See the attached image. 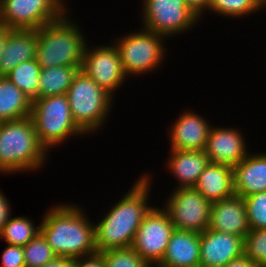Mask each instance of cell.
Returning a JSON list of instances; mask_svg holds the SVG:
<instances>
[{
  "label": "cell",
  "mask_w": 266,
  "mask_h": 267,
  "mask_svg": "<svg viewBox=\"0 0 266 267\" xmlns=\"http://www.w3.org/2000/svg\"><path fill=\"white\" fill-rule=\"evenodd\" d=\"M36 224L35 220L26 215H11L1 230L0 242L25 246L40 233L41 220Z\"/></svg>",
  "instance_id": "obj_25"
},
{
  "label": "cell",
  "mask_w": 266,
  "mask_h": 267,
  "mask_svg": "<svg viewBox=\"0 0 266 267\" xmlns=\"http://www.w3.org/2000/svg\"><path fill=\"white\" fill-rule=\"evenodd\" d=\"M86 210L80 202H57L39 218L40 233L57 256L78 258L97 252L94 220Z\"/></svg>",
  "instance_id": "obj_2"
},
{
  "label": "cell",
  "mask_w": 266,
  "mask_h": 267,
  "mask_svg": "<svg viewBox=\"0 0 266 267\" xmlns=\"http://www.w3.org/2000/svg\"><path fill=\"white\" fill-rule=\"evenodd\" d=\"M167 151L163 167L166 174L171 175L173 182H177L174 183L173 189L193 188L200 174L210 162L206 152L204 150H170L168 148Z\"/></svg>",
  "instance_id": "obj_16"
},
{
  "label": "cell",
  "mask_w": 266,
  "mask_h": 267,
  "mask_svg": "<svg viewBox=\"0 0 266 267\" xmlns=\"http://www.w3.org/2000/svg\"><path fill=\"white\" fill-rule=\"evenodd\" d=\"M208 228L245 238L250 229L244 198L234 194L213 202Z\"/></svg>",
  "instance_id": "obj_17"
},
{
  "label": "cell",
  "mask_w": 266,
  "mask_h": 267,
  "mask_svg": "<svg viewBox=\"0 0 266 267\" xmlns=\"http://www.w3.org/2000/svg\"><path fill=\"white\" fill-rule=\"evenodd\" d=\"M80 68L74 66L41 68L38 98L66 94Z\"/></svg>",
  "instance_id": "obj_23"
},
{
  "label": "cell",
  "mask_w": 266,
  "mask_h": 267,
  "mask_svg": "<svg viewBox=\"0 0 266 267\" xmlns=\"http://www.w3.org/2000/svg\"><path fill=\"white\" fill-rule=\"evenodd\" d=\"M37 30L9 29L0 58V76H5L22 62L36 58Z\"/></svg>",
  "instance_id": "obj_20"
},
{
  "label": "cell",
  "mask_w": 266,
  "mask_h": 267,
  "mask_svg": "<svg viewBox=\"0 0 266 267\" xmlns=\"http://www.w3.org/2000/svg\"><path fill=\"white\" fill-rule=\"evenodd\" d=\"M4 190L0 187V233L4 224L8 221L9 217L13 214L12 204L10 198L5 195Z\"/></svg>",
  "instance_id": "obj_32"
},
{
  "label": "cell",
  "mask_w": 266,
  "mask_h": 267,
  "mask_svg": "<svg viewBox=\"0 0 266 267\" xmlns=\"http://www.w3.org/2000/svg\"><path fill=\"white\" fill-rule=\"evenodd\" d=\"M8 34V28L0 24V58L2 56L4 46L6 43V35Z\"/></svg>",
  "instance_id": "obj_37"
},
{
  "label": "cell",
  "mask_w": 266,
  "mask_h": 267,
  "mask_svg": "<svg viewBox=\"0 0 266 267\" xmlns=\"http://www.w3.org/2000/svg\"><path fill=\"white\" fill-rule=\"evenodd\" d=\"M160 206L169 215L174 229L203 233L209 226L212 203L194 188L169 189Z\"/></svg>",
  "instance_id": "obj_10"
},
{
  "label": "cell",
  "mask_w": 266,
  "mask_h": 267,
  "mask_svg": "<svg viewBox=\"0 0 266 267\" xmlns=\"http://www.w3.org/2000/svg\"><path fill=\"white\" fill-rule=\"evenodd\" d=\"M77 258L76 257H59L56 256L54 259L45 263L41 267H76Z\"/></svg>",
  "instance_id": "obj_35"
},
{
  "label": "cell",
  "mask_w": 266,
  "mask_h": 267,
  "mask_svg": "<svg viewBox=\"0 0 266 267\" xmlns=\"http://www.w3.org/2000/svg\"><path fill=\"white\" fill-rule=\"evenodd\" d=\"M244 238L206 229L200 233V267H224L244 254Z\"/></svg>",
  "instance_id": "obj_15"
},
{
  "label": "cell",
  "mask_w": 266,
  "mask_h": 267,
  "mask_svg": "<svg viewBox=\"0 0 266 267\" xmlns=\"http://www.w3.org/2000/svg\"><path fill=\"white\" fill-rule=\"evenodd\" d=\"M50 155L38 139L31 116L0 122V176L41 173Z\"/></svg>",
  "instance_id": "obj_3"
},
{
  "label": "cell",
  "mask_w": 266,
  "mask_h": 267,
  "mask_svg": "<svg viewBox=\"0 0 266 267\" xmlns=\"http://www.w3.org/2000/svg\"><path fill=\"white\" fill-rule=\"evenodd\" d=\"M238 127V128H236ZM233 125H213L210 128L207 144L204 149L211 163L234 167L238 165L248 153L250 142L249 135L245 134L244 128ZM247 136V137H246ZM249 146V147H248Z\"/></svg>",
  "instance_id": "obj_13"
},
{
  "label": "cell",
  "mask_w": 266,
  "mask_h": 267,
  "mask_svg": "<svg viewBox=\"0 0 266 267\" xmlns=\"http://www.w3.org/2000/svg\"><path fill=\"white\" fill-rule=\"evenodd\" d=\"M193 188L211 203L229 198L235 194L233 168L209 162Z\"/></svg>",
  "instance_id": "obj_21"
},
{
  "label": "cell",
  "mask_w": 266,
  "mask_h": 267,
  "mask_svg": "<svg viewBox=\"0 0 266 267\" xmlns=\"http://www.w3.org/2000/svg\"><path fill=\"white\" fill-rule=\"evenodd\" d=\"M151 170L139 173L128 191L125 190L122 197L117 196L118 200L110 202L108 208L101 209L104 211L99 212L96 221L94 218L97 252L131 247L144 217L161 200L152 201L155 179L154 169Z\"/></svg>",
  "instance_id": "obj_1"
},
{
  "label": "cell",
  "mask_w": 266,
  "mask_h": 267,
  "mask_svg": "<svg viewBox=\"0 0 266 267\" xmlns=\"http://www.w3.org/2000/svg\"><path fill=\"white\" fill-rule=\"evenodd\" d=\"M264 6L262 0H212L208 11L200 18L202 21L205 20V15L208 17L214 14V16H220L222 19L228 20H241L248 17L256 16L263 12ZM210 12V13H209ZM203 18V19H202Z\"/></svg>",
  "instance_id": "obj_24"
},
{
  "label": "cell",
  "mask_w": 266,
  "mask_h": 267,
  "mask_svg": "<svg viewBox=\"0 0 266 267\" xmlns=\"http://www.w3.org/2000/svg\"><path fill=\"white\" fill-rule=\"evenodd\" d=\"M1 251L0 267H25L23 246L6 244Z\"/></svg>",
  "instance_id": "obj_31"
},
{
  "label": "cell",
  "mask_w": 266,
  "mask_h": 267,
  "mask_svg": "<svg viewBox=\"0 0 266 267\" xmlns=\"http://www.w3.org/2000/svg\"><path fill=\"white\" fill-rule=\"evenodd\" d=\"M243 248L245 256L259 267H266V229H250Z\"/></svg>",
  "instance_id": "obj_28"
},
{
  "label": "cell",
  "mask_w": 266,
  "mask_h": 267,
  "mask_svg": "<svg viewBox=\"0 0 266 267\" xmlns=\"http://www.w3.org/2000/svg\"><path fill=\"white\" fill-rule=\"evenodd\" d=\"M119 35L110 40L119 52L124 73L129 80L134 78L135 81L145 75L151 76L164 70L162 68L166 66L163 65H166L165 62L168 63L167 52L171 50L166 37L146 30L142 26L134 30L131 28L130 31L121 32Z\"/></svg>",
  "instance_id": "obj_5"
},
{
  "label": "cell",
  "mask_w": 266,
  "mask_h": 267,
  "mask_svg": "<svg viewBox=\"0 0 266 267\" xmlns=\"http://www.w3.org/2000/svg\"><path fill=\"white\" fill-rule=\"evenodd\" d=\"M76 267H104L102 252L82 256L77 258Z\"/></svg>",
  "instance_id": "obj_33"
},
{
  "label": "cell",
  "mask_w": 266,
  "mask_h": 267,
  "mask_svg": "<svg viewBox=\"0 0 266 267\" xmlns=\"http://www.w3.org/2000/svg\"><path fill=\"white\" fill-rule=\"evenodd\" d=\"M31 111L32 99L6 76H0V122L29 117Z\"/></svg>",
  "instance_id": "obj_22"
},
{
  "label": "cell",
  "mask_w": 266,
  "mask_h": 267,
  "mask_svg": "<svg viewBox=\"0 0 266 267\" xmlns=\"http://www.w3.org/2000/svg\"><path fill=\"white\" fill-rule=\"evenodd\" d=\"M249 229H266V191L244 197Z\"/></svg>",
  "instance_id": "obj_29"
},
{
  "label": "cell",
  "mask_w": 266,
  "mask_h": 267,
  "mask_svg": "<svg viewBox=\"0 0 266 267\" xmlns=\"http://www.w3.org/2000/svg\"><path fill=\"white\" fill-rule=\"evenodd\" d=\"M224 267H259L244 254L236 259L229 261Z\"/></svg>",
  "instance_id": "obj_36"
},
{
  "label": "cell",
  "mask_w": 266,
  "mask_h": 267,
  "mask_svg": "<svg viewBox=\"0 0 266 267\" xmlns=\"http://www.w3.org/2000/svg\"><path fill=\"white\" fill-rule=\"evenodd\" d=\"M104 267H150L131 247L103 251Z\"/></svg>",
  "instance_id": "obj_30"
},
{
  "label": "cell",
  "mask_w": 266,
  "mask_h": 267,
  "mask_svg": "<svg viewBox=\"0 0 266 267\" xmlns=\"http://www.w3.org/2000/svg\"><path fill=\"white\" fill-rule=\"evenodd\" d=\"M200 233L174 229L162 261L156 267H199Z\"/></svg>",
  "instance_id": "obj_19"
},
{
  "label": "cell",
  "mask_w": 266,
  "mask_h": 267,
  "mask_svg": "<svg viewBox=\"0 0 266 267\" xmlns=\"http://www.w3.org/2000/svg\"><path fill=\"white\" fill-rule=\"evenodd\" d=\"M72 14V9H69L58 20L37 29L36 59L41 68L81 67L90 37L86 36L85 27Z\"/></svg>",
  "instance_id": "obj_4"
},
{
  "label": "cell",
  "mask_w": 266,
  "mask_h": 267,
  "mask_svg": "<svg viewBox=\"0 0 266 267\" xmlns=\"http://www.w3.org/2000/svg\"><path fill=\"white\" fill-rule=\"evenodd\" d=\"M70 0H0V24L9 29L37 30L62 17Z\"/></svg>",
  "instance_id": "obj_9"
},
{
  "label": "cell",
  "mask_w": 266,
  "mask_h": 267,
  "mask_svg": "<svg viewBox=\"0 0 266 267\" xmlns=\"http://www.w3.org/2000/svg\"><path fill=\"white\" fill-rule=\"evenodd\" d=\"M188 7L201 18L209 9L212 0H185Z\"/></svg>",
  "instance_id": "obj_34"
},
{
  "label": "cell",
  "mask_w": 266,
  "mask_h": 267,
  "mask_svg": "<svg viewBox=\"0 0 266 267\" xmlns=\"http://www.w3.org/2000/svg\"><path fill=\"white\" fill-rule=\"evenodd\" d=\"M41 67L37 59L25 61L13 68L5 76L32 100L38 98Z\"/></svg>",
  "instance_id": "obj_26"
},
{
  "label": "cell",
  "mask_w": 266,
  "mask_h": 267,
  "mask_svg": "<svg viewBox=\"0 0 266 267\" xmlns=\"http://www.w3.org/2000/svg\"><path fill=\"white\" fill-rule=\"evenodd\" d=\"M66 96L74 122L88 137L101 133L107 127L106 123L116 107V99L92 78L80 70Z\"/></svg>",
  "instance_id": "obj_6"
},
{
  "label": "cell",
  "mask_w": 266,
  "mask_h": 267,
  "mask_svg": "<svg viewBox=\"0 0 266 267\" xmlns=\"http://www.w3.org/2000/svg\"><path fill=\"white\" fill-rule=\"evenodd\" d=\"M25 267H41L57 255L41 233L23 246Z\"/></svg>",
  "instance_id": "obj_27"
},
{
  "label": "cell",
  "mask_w": 266,
  "mask_h": 267,
  "mask_svg": "<svg viewBox=\"0 0 266 267\" xmlns=\"http://www.w3.org/2000/svg\"><path fill=\"white\" fill-rule=\"evenodd\" d=\"M31 118L40 143L49 153L63 143L87 137L74 122L66 94L32 100Z\"/></svg>",
  "instance_id": "obj_7"
},
{
  "label": "cell",
  "mask_w": 266,
  "mask_h": 267,
  "mask_svg": "<svg viewBox=\"0 0 266 267\" xmlns=\"http://www.w3.org/2000/svg\"><path fill=\"white\" fill-rule=\"evenodd\" d=\"M173 230L169 215L156 203L138 227L131 248L150 267H156L162 261Z\"/></svg>",
  "instance_id": "obj_12"
},
{
  "label": "cell",
  "mask_w": 266,
  "mask_h": 267,
  "mask_svg": "<svg viewBox=\"0 0 266 267\" xmlns=\"http://www.w3.org/2000/svg\"><path fill=\"white\" fill-rule=\"evenodd\" d=\"M141 4L139 26L166 37L168 41L190 34L202 22L185 0H142Z\"/></svg>",
  "instance_id": "obj_8"
},
{
  "label": "cell",
  "mask_w": 266,
  "mask_h": 267,
  "mask_svg": "<svg viewBox=\"0 0 266 267\" xmlns=\"http://www.w3.org/2000/svg\"><path fill=\"white\" fill-rule=\"evenodd\" d=\"M260 151L251 150L246 158L233 167V187L236 195L244 198L266 191V150Z\"/></svg>",
  "instance_id": "obj_18"
},
{
  "label": "cell",
  "mask_w": 266,
  "mask_h": 267,
  "mask_svg": "<svg viewBox=\"0 0 266 267\" xmlns=\"http://www.w3.org/2000/svg\"><path fill=\"white\" fill-rule=\"evenodd\" d=\"M106 42L100 44L99 41L96 45L88 42L80 70L115 99L129 78L124 73L117 48L111 40Z\"/></svg>",
  "instance_id": "obj_11"
},
{
  "label": "cell",
  "mask_w": 266,
  "mask_h": 267,
  "mask_svg": "<svg viewBox=\"0 0 266 267\" xmlns=\"http://www.w3.org/2000/svg\"><path fill=\"white\" fill-rule=\"evenodd\" d=\"M177 116L175 120L172 119L173 121L168 123L169 126L165 132L168 137L167 147L170 150H204L213 125L210 118H206L191 107L182 108V112Z\"/></svg>",
  "instance_id": "obj_14"
},
{
  "label": "cell",
  "mask_w": 266,
  "mask_h": 267,
  "mask_svg": "<svg viewBox=\"0 0 266 267\" xmlns=\"http://www.w3.org/2000/svg\"><path fill=\"white\" fill-rule=\"evenodd\" d=\"M262 2H263L264 10H266V0H262Z\"/></svg>",
  "instance_id": "obj_38"
}]
</instances>
